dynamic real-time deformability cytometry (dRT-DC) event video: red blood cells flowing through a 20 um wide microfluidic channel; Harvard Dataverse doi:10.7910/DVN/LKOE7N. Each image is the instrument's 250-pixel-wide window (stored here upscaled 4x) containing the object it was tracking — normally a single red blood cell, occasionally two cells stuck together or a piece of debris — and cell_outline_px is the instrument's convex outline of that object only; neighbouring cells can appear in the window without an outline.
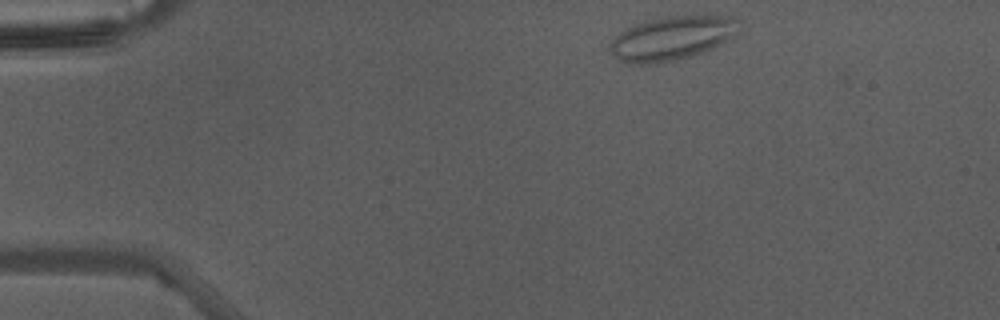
{"species": "Egyptian fruit bat (a non-hibernating species)", "species_latin": "Rousettus aegyptiacus", "temperature_condition": "warm", "stored_images_in_passage": 39, "camera_frame_rate_fps": 3000, "um_per_image_px": 0.085, "animal": {"sex": "male"}, "frame": {"image": 1, "passage_image": 1, "time_ms": 0.0, "image_size_px": [1000, 320], "cell_outline_px": [[740, 20], [736, 32], [728, 40], [704, 52], [692, 56], [656, 64], [628, 64], [620, 60], [612, 52], [608, 44], [620, 32], [644, 20], [660, 16], [732, 16]], "centroid_in_image_um": [57.1, 3.24], "position_along_channel_um": 27.9, "area_um2": 33.0}}
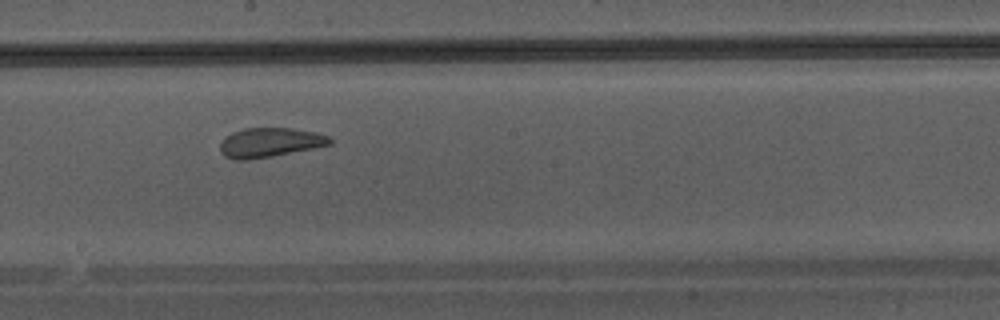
{"frame": {"image": 2, "passage_image": 19, "time_ms": 6.0, "image_size_px": [1000, 320], "cell_outline_px": [[332, 144], [272, 156], [248, 160], [236, 160], [224, 156], [220, 152], [220, 144], [224, 136], [232, 132], [244, 128], [292, 128], [316, 132], [328, 136], [332, 140]], "centroid_in_image_um": [22.89, 12.11], "position_along_channel_um": 225.3, "area_um2": 18.84}}
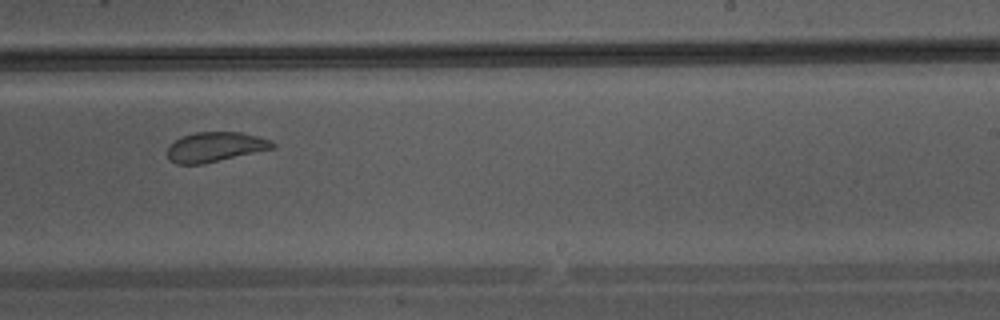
{"frame": {"image": 3, "passage_image": 22, "time_ms": 7.0, "image_size_px": [1000, 320], "cell_outline_px": [[276, 148], [204, 164], [176, 164], [168, 160], [168, 148], [180, 136], [196, 132], [240, 132], [272, 140], [276, 144]], "centroid_in_image_um": [18.32, 12.5], "position_along_channel_um": 270.7, "area_um2": 18.38}}